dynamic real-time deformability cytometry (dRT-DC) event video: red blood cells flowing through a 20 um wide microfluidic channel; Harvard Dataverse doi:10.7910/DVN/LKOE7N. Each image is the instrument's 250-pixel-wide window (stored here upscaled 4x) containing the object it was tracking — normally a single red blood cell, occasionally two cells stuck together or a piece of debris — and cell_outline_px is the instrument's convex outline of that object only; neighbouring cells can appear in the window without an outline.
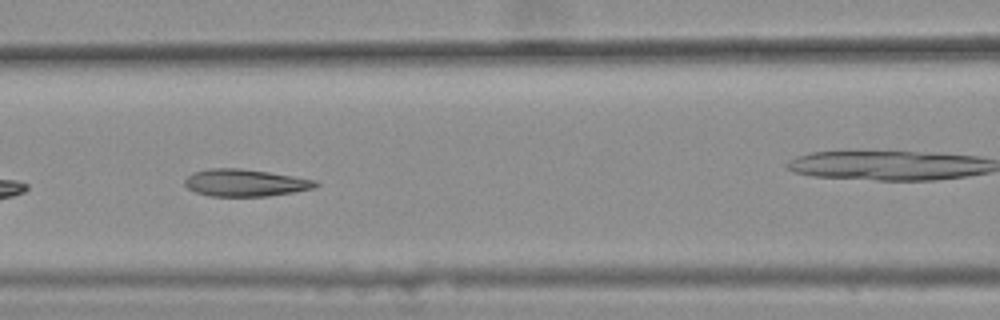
{"species": "common noctule bat (a hibernating species)", "species_latin": "Nyctalus noctula", "temperature_condition": "warm", "stored_images_in_passage": 15, "camera_frame_rate_fps": 3000, "um_per_image_px": 0.085, "animal": {"sex": "female", "body_mass_g": 25.1}, "frame": {"image": 1, "passage_image": 7, "time_ms": 2.0, "image_size_px": [1000, 320], "cell_outline_px": [[320, 184], [312, 188], [292, 192], [268, 196], [208, 196], [196, 192], [188, 188], [184, 184], [184, 180], [192, 172], [208, 168], [240, 168], [296, 176], [316, 180]], "centroid_in_image_um": [20.82, 15.53], "position_along_channel_um": 145.8, "area_um2": 20.75}}
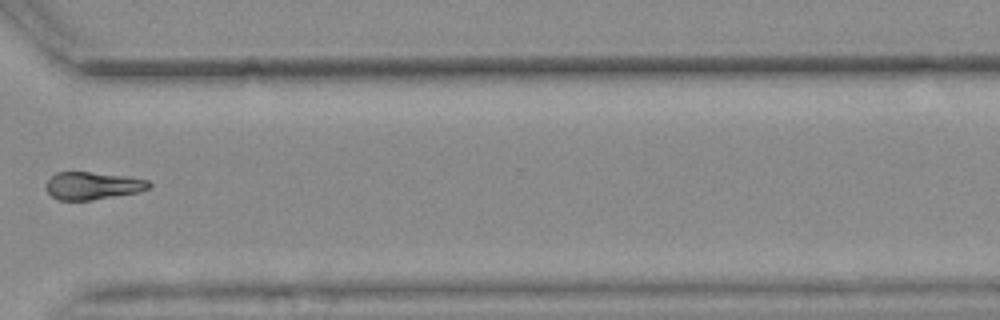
{"frame": {"image": 2, "passage_image": 13, "time_ms": 4.0, "image_size_px": [1000, 320], "cell_outline_px": [[152, 184], [148, 188], [140, 192], [92, 200], [60, 200], [52, 196], [44, 188], [44, 184], [56, 172], [88, 172], [124, 176], [148, 180]], "centroid_in_image_um": [7.85, 15.79], "position_along_channel_um": 362.7, "area_um2": 16.53}}